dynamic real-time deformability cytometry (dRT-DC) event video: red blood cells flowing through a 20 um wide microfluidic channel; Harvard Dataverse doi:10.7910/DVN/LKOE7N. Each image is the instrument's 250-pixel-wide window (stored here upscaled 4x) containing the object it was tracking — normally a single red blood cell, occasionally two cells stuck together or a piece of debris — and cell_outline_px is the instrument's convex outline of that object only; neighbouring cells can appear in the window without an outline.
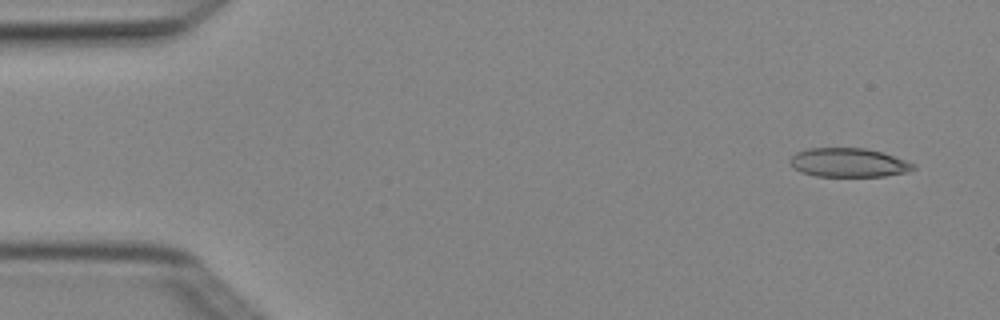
{"species": "Egyptian fruit bat (a non-hibernating species)", "species_latin": "Rousettus aegyptiacus", "temperature_condition": "cold", "stored_images_in_passage": 5, "camera_frame_rate_fps": 3000, "um_per_image_px": 0.085, "animal": {"sex": "female"}, "frame": {"image": 1, "passage_image": 1, "time_ms": 0.0, "image_size_px": [1000, 320], "cell_outline_px": [[916, 168], [908, 172], [884, 176], [816, 176], [800, 172], [792, 168], [788, 164], [788, 160], [796, 152], [808, 148], [864, 148], [884, 152], [916, 164]], "centroid_in_image_um": [72.11, 13.82], "position_along_channel_um": 12.9, "area_um2": 21.1}}